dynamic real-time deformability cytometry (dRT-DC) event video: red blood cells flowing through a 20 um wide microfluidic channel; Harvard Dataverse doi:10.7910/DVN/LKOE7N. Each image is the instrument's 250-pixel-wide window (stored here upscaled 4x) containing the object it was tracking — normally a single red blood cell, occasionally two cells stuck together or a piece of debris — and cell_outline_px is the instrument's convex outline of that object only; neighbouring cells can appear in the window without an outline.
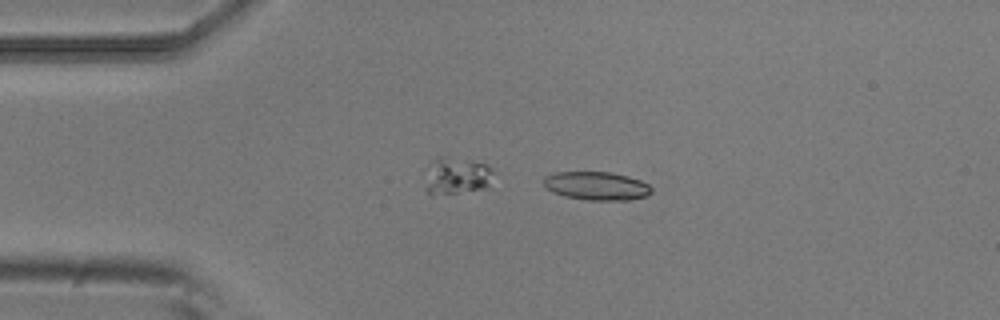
{"species": "common noctule bat (a hibernating species)", "species_latin": "Nyctalus noctula", "temperature_condition": "room temperature", "stored_images_in_passage": 6, "camera_frame_rate_fps": 3000, "um_per_image_px": 0.085, "animal": {"sex": "male", "body_mass_g": 20.5, "forearm_length_mm": 52.5}, "frame": {"image": 1, "passage_image": 4, "time_ms": 1.0, "image_size_px": [1000, 320], "cell_outline_px": [[652, 192], [648, 196], [628, 200], [588, 200], [564, 196], [552, 192], [544, 184], [544, 176], [552, 172], [612, 172], [628, 176], [640, 180], [648, 184], [652, 188]], "centroid_in_image_um": [50.72, 15.8], "position_along_channel_um": 34.3, "area_um2": 17.98}}